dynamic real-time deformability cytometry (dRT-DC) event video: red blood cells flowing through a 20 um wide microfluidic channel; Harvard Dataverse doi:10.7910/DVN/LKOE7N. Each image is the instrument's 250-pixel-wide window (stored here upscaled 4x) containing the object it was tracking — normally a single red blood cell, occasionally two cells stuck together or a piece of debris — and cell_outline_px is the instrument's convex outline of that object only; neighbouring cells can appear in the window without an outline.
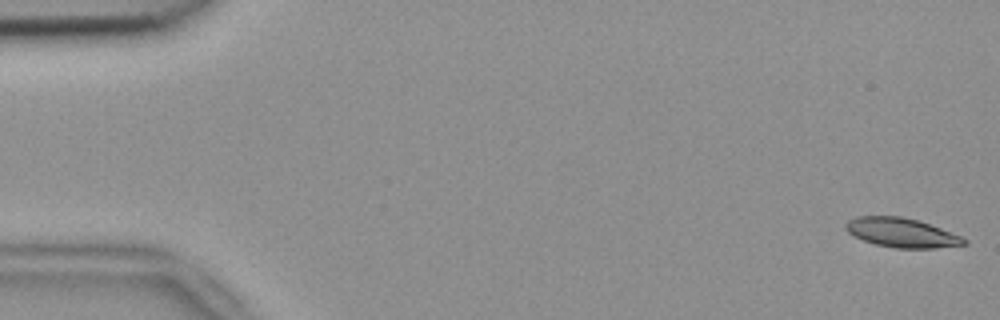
{"species": "common noctule bat (a hibernating species)", "species_latin": "Nyctalus noctula", "temperature_condition": "room temperature", "stored_images_in_passage": 54, "camera_frame_rate_fps": 3000, "um_per_image_px": 0.085, "animal": {"sex": "female", "body_mass_g": 18.4}, "frame": {"image": 1, "passage_image": 1, "time_ms": 0.0, "image_size_px": [1000, 320], "cell_outline_px": [[968, 244], [936, 248], [896, 248], [876, 244], [864, 240], [848, 232], [844, 228], [844, 224], [848, 220], [856, 216], [900, 216], [916, 220], [940, 228], [960, 236], [968, 240]], "centroid_in_image_um": [76.62, 19.78], "position_along_channel_um": 8.4, "area_um2": 20.0}}
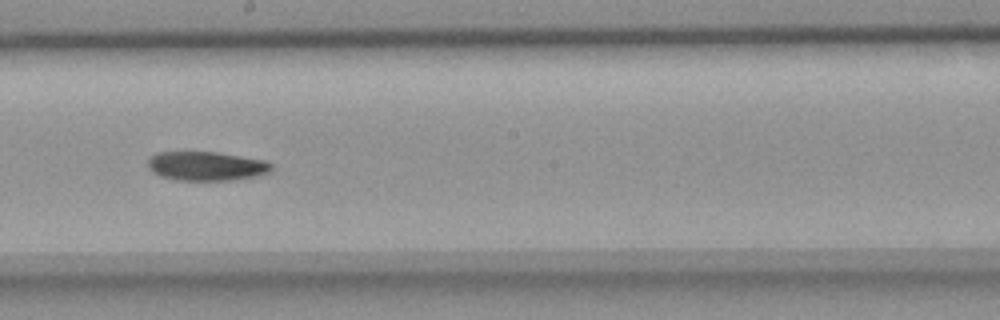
{"frame": {"image": 2, "passage_image": 30, "time_ms": 9.667, "image_size_px": [1000, 320], "cell_outline_px": [[272, 172], [256, 176], [232, 180], [176, 180], [160, 176], [152, 172], [148, 168], [148, 160], [156, 152], [216, 152], [268, 160], [272, 164]], "centroid_in_image_um": [17.57, 14.11], "position_along_channel_um": 230.6, "area_um2": 21.15}}
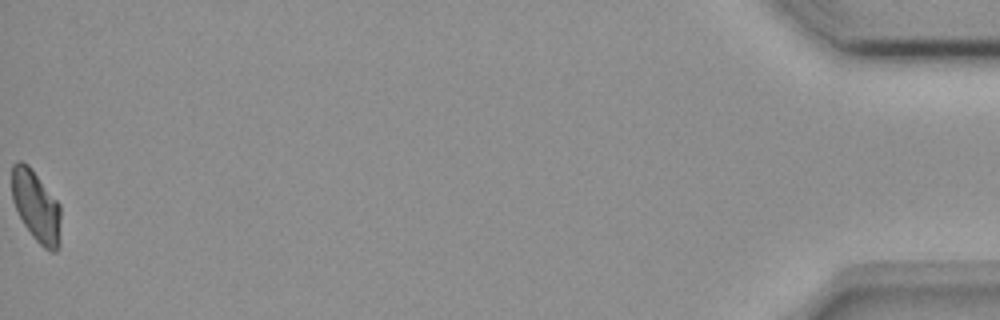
{"frame": {"image": 3, "passage_image": 54, "time_ms": 17.667, "image_size_px": [1000, 320], "cell_outline_px": [[60, 248], [56, 252], [52, 252], [44, 248], [32, 236], [24, 224], [12, 200], [12, 164], [16, 160], [20, 160], [28, 164], [32, 168], [60, 204]], "centroid_in_image_um": [3.08, 17.52], "position_along_channel_um": 432.1, "area_um2": 20.52}, "authors_computed_cell_mechanics": {"area_um2": 21.1548, "velocity_mm_per_s": 3.769, "shape_relaxation_time_tau1_ms": 4.0079, "shape_relaxation_time_tau2_ms": null, "deformation_change_tau1": 0.1276, "deformation_change_tau2": null}}